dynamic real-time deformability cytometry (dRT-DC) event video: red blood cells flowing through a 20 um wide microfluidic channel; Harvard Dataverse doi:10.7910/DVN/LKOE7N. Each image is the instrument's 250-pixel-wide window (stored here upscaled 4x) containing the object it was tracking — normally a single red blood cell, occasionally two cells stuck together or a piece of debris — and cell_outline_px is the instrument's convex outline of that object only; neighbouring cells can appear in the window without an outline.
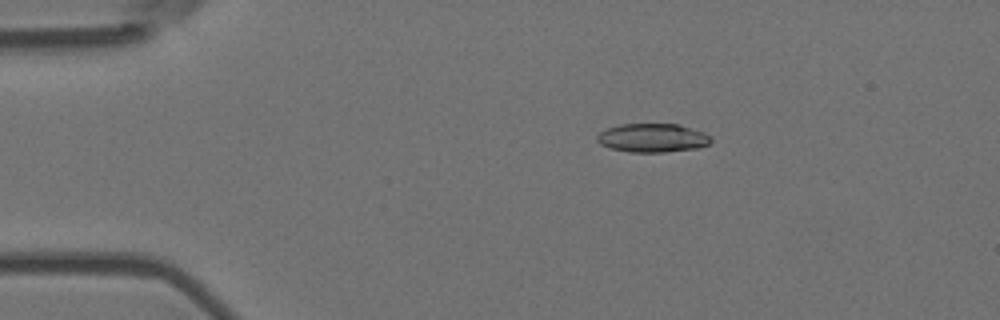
{"species": "Egyptian fruit bat (a non-hibernating species)", "species_latin": "Rousettus aegyptiacus", "temperature_condition": "room temperature", "stored_images_in_passage": 6, "camera_frame_rate_fps": 3000, "um_per_image_px": 0.085, "animal": {"sex": "female"}, "frame": {"image": 1, "passage_image": 2, "time_ms": 0.333, "image_size_px": [1000, 320], "cell_outline_px": [[712, 140], [708, 144], [696, 148], [664, 152], [628, 152], [612, 148], [600, 144], [596, 140], [596, 136], [600, 132], [608, 128], [620, 124], [680, 124], [704, 132], [712, 136]], "centroid_in_image_um": [55.48, 11.71], "position_along_channel_um": 29.5, "area_um2": 19.07}}